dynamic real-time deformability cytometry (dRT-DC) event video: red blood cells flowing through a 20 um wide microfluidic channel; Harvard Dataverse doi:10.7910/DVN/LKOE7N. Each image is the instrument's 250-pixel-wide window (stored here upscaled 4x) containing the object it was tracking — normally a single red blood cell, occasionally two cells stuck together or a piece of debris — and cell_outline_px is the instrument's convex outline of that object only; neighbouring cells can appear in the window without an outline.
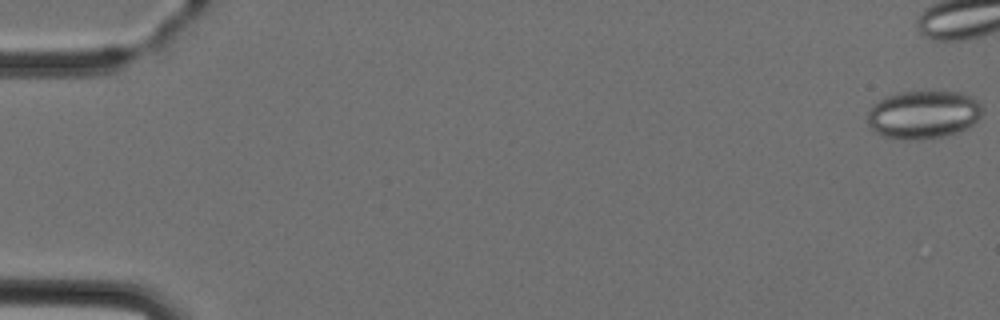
{"species": "Egyptian fruit bat (a non-hibernating species)", "species_latin": "Rousettus aegyptiacus", "temperature_condition": "cold", "stored_images_in_passage": 7, "camera_frame_rate_fps": 3000, "um_per_image_px": 0.085, "animal": {"sex": "female"}, "frame": {"image": 1, "passage_image": 1, "time_ms": 0.0, "image_size_px": [1000, 320], "cell_outline_px": [[984, 108], [980, 116], [968, 128], [944, 136], [920, 140], [900, 140], [880, 136], [872, 132], [868, 124], [868, 112], [872, 104], [888, 96], [900, 92], [932, 88], [960, 92], [976, 100]], "centroid_in_image_um": [78.46, 9.72], "position_along_channel_um": 6.5, "area_um2": 33.29}}